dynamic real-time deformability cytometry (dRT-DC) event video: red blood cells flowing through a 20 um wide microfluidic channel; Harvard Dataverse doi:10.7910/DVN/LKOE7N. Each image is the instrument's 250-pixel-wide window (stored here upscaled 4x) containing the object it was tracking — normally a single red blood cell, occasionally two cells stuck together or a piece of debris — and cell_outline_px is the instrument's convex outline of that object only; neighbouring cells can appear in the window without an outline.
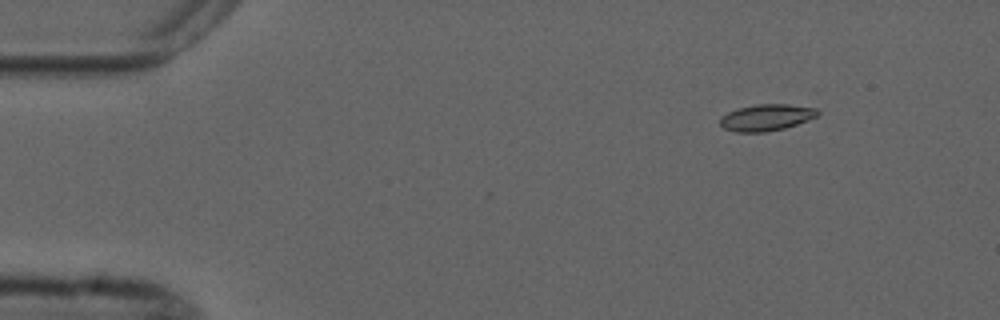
{"species": "common noctule bat (a hibernating species)", "species_latin": "Nyctalus noctula", "temperature_condition": "cold", "stored_images_in_passage": 4, "camera_frame_rate_fps": 3000, "um_per_image_px": 0.085, "animal": {"sex": "male", "forearm_length_mm": 52.5}, "frame": {"image": 1, "passage_image": 1, "time_ms": 0.0, "image_size_px": [1000, 320], "cell_outline_px": [[820, 112], [816, 116], [808, 120], [784, 128], [764, 132], [736, 132], [724, 128], [720, 124], [720, 116], [728, 112], [740, 108], [756, 104], [788, 104], [816, 108]], "centroid_in_image_um": [65.13, 9.98], "position_along_channel_um": 19.9, "area_um2": 14.97}}
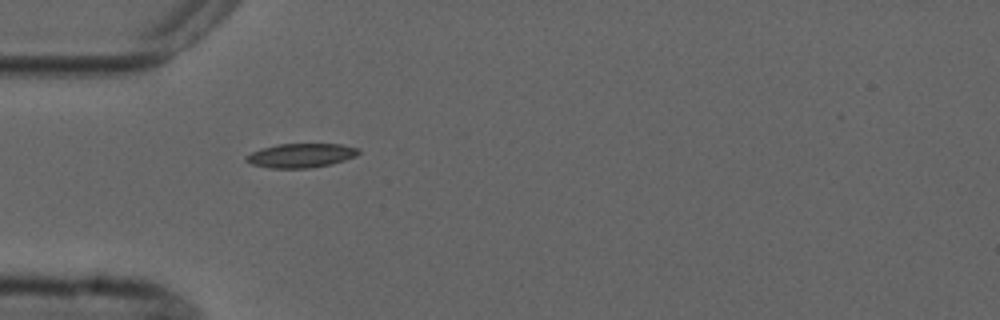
{"frame": {"image": 2, "passage_image": 4, "time_ms": 3.333, "image_size_px": [1000, 320], "cell_outline_px": [[360, 152], [356, 156], [332, 164], [308, 168], [268, 168], [252, 164], [244, 160], [244, 156], [252, 152], [264, 148], [280, 144], [340, 144], [360, 148]], "centroid_in_image_um": [25.59, 13.22], "position_along_channel_um": 59.4, "area_um2": 15.78}}